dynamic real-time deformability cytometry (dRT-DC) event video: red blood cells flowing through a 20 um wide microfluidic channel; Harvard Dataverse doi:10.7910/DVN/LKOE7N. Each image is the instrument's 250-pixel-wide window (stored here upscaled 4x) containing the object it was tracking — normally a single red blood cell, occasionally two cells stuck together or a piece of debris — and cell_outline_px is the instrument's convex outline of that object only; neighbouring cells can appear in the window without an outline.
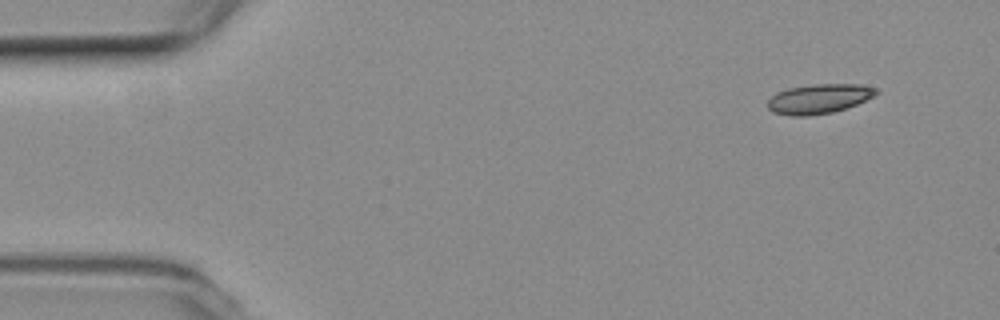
{"species": "common noctule bat (a hibernating species)", "species_latin": "Nyctalus noctula", "temperature_condition": "room temperature", "stored_images_in_passage": 50, "camera_frame_rate_fps": 3000, "um_per_image_px": 0.085, "animal": {"sex": "female", "body_mass_g": 19.3, "forearm_length_mm": 54.1}, "frame": {"image": 1, "passage_image": 1, "time_ms": 0.0, "image_size_px": [1000, 320], "cell_outline_px": [[880, 92], [856, 104], [832, 112], [808, 116], [792, 116], [772, 112], [768, 108], [768, 100], [776, 92], [788, 88], [812, 84], [860, 84], [876, 88]], "centroid_in_image_um": [69.58, 8.39], "position_along_channel_um": 15.4, "area_um2": 18.61}}
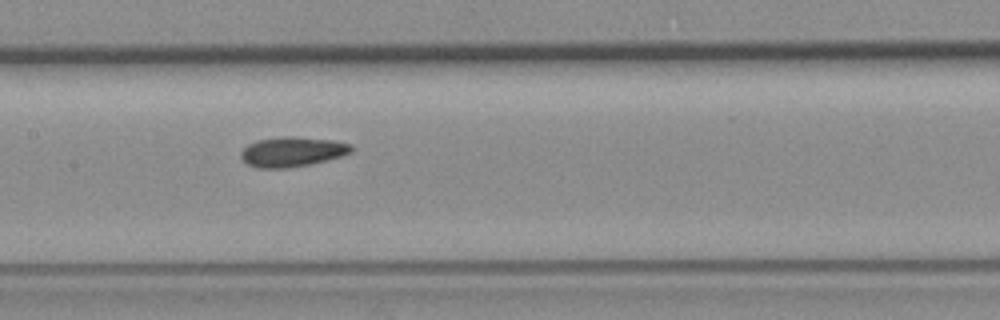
{"frame": {"image": 2, "passage_image": 22, "time_ms": 7.0, "image_size_px": [1000, 320], "cell_outline_px": [[352, 152], [328, 160], [312, 164], [288, 168], [260, 168], [248, 164], [240, 156], [240, 152], [248, 144], [256, 140], [288, 136], [292, 136], [332, 140], [352, 144]], "centroid_in_image_um": [24.85, 12.9], "position_along_channel_um": 182.6, "area_um2": 19.19}}
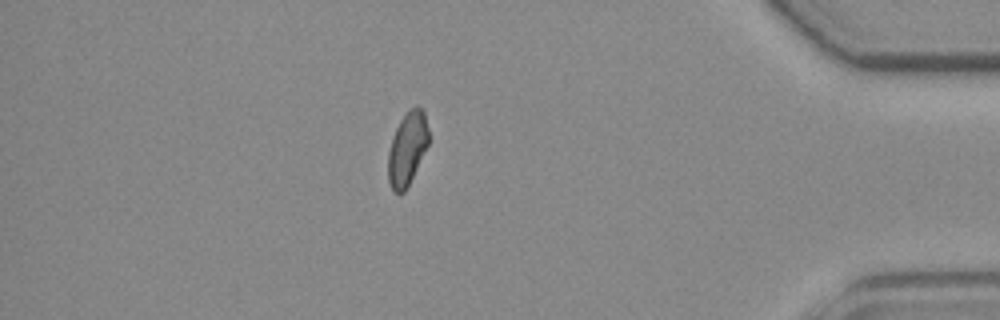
{"frame": {"image": 3, "passage_image": 43, "time_ms": 14.0, "image_size_px": [1000, 320], "cell_outline_px": [[428, 144], [404, 192], [392, 192], [388, 180], [388, 152], [396, 128], [400, 120], [408, 108], [416, 104], [424, 112], [428, 128]], "centroid_in_image_um": [34.6, 12.59], "position_along_channel_um": 400.6, "area_um2": 17.05}, "authors_computed_cell_mechanics": {"area_um2": 18.3804, "velocity_mm_per_s": 3.7504, "shape_relaxation_time_tau1_ms": null, "shape_relaxation_time_tau2_ms": 3.118, "deformation_change_tau1": null, "deformation_change_tau2": 0.0826}}